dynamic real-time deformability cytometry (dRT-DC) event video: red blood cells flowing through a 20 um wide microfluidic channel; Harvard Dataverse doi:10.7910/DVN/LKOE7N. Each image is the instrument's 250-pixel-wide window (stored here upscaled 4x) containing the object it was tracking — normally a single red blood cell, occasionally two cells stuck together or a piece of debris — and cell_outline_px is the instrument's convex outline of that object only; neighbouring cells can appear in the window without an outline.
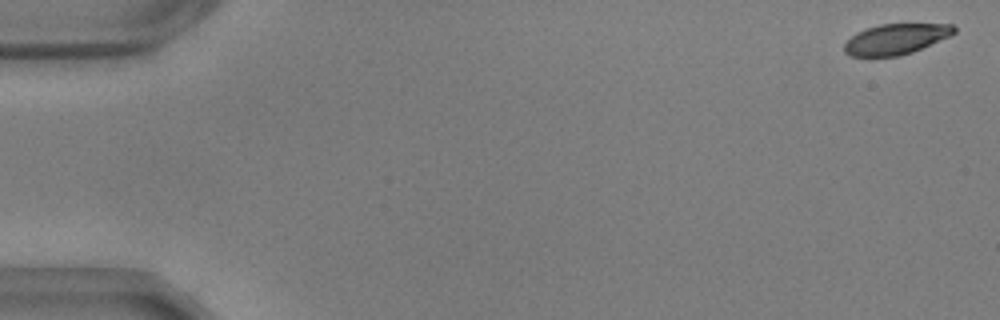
{"species": "common noctule bat (a hibernating species)", "species_latin": "Nyctalus noctula", "temperature_condition": "warm", "stored_images_in_passage": 56, "camera_frame_rate_fps": 3000, "um_per_image_px": 0.085, "animal": {"sex": "male", "body_mass_g": 17.9, "forearm_length_mm": 54.2}, "frame": {"image": 1, "passage_image": 2, "time_ms": 0.333, "image_size_px": [1000, 320], "cell_outline_px": [[956, 32], [948, 36], [912, 52], [900, 56], [848, 56], [844, 52], [844, 44], [856, 32], [880, 24], [952, 24], [956, 28]], "centroid_in_image_um": [76.12, 3.32], "position_along_channel_um": 8.9, "area_um2": 19.31}}
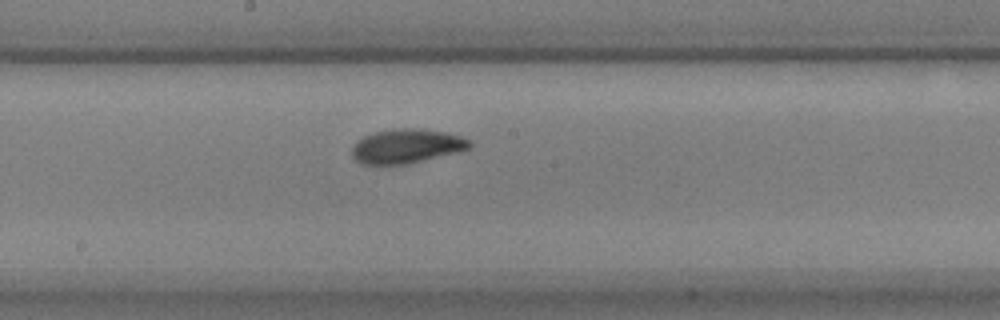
{"frame": {"image": 2, "passage_image": 31, "time_ms": 10.0, "image_size_px": [1000, 320], "cell_outline_px": [[472, 144], [468, 148], [460, 152], [408, 164], [360, 164], [352, 156], [352, 148], [356, 140], [364, 136], [376, 132], [400, 128], [408, 128], [444, 132], [460, 136], [468, 140]], "centroid_in_image_um": [34.54, 12.44], "position_along_channel_um": 213.7, "area_um2": 23.29}}
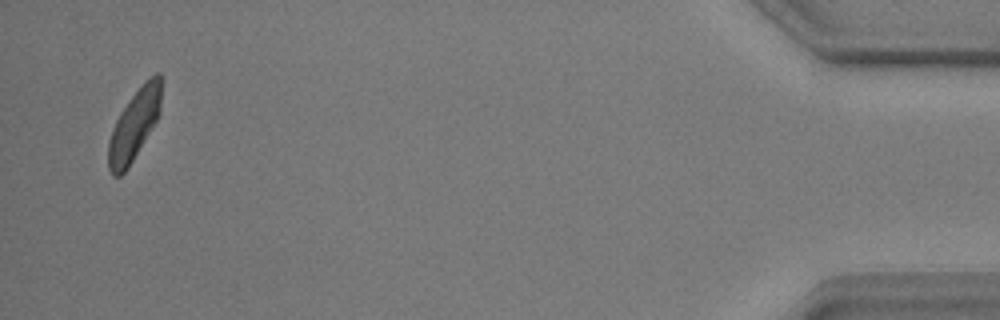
{"frame": {"image": 3, "passage_image": 55, "time_ms": 18.0, "image_size_px": [1000, 320], "cell_outline_px": [[160, 112], [156, 120], [128, 168], [120, 176], [112, 176], [108, 168], [108, 140], [112, 128], [120, 112], [128, 100], [144, 80], [156, 72], [160, 72]], "centroid_in_image_um": [11.38, 10.61], "position_along_channel_um": 423.8, "area_um2": 21.56}, "authors_computed_cell_mechanics": {"area_um2": 22.3108, "velocity_mm_per_s": 3.6245, "shape_relaxation_time_tau1_ms": 2.4486, "shape_relaxation_time_tau2_ms": 3.7763, "deformation_change_tau1": 0.1332, "deformation_change_tau2": 0.072}}